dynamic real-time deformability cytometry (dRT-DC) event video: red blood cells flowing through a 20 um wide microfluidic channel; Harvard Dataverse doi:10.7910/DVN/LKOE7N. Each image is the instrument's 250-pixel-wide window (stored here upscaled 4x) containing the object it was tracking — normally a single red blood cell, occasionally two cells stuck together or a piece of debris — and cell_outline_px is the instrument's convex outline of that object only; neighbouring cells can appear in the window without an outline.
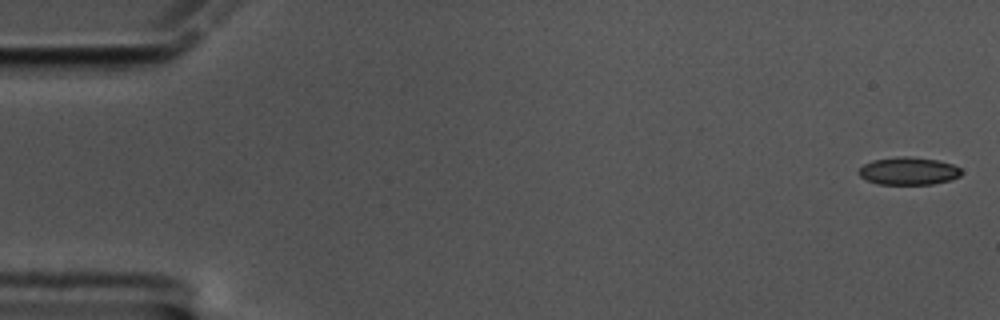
{"species": "common noctule bat (a hibernating species)", "species_latin": "Nyctalus noctula", "temperature_condition": "cold", "stored_images_in_passage": 48, "camera_frame_rate_fps": 3000, "um_per_image_px": 0.085, "animal": {"sex": "male", "body_mass_g": 17.5, "forearm_length_mm": 52.3}, "frame": {"image": 1, "passage_image": 1, "time_ms": 0.0, "image_size_px": [1000, 320], "cell_outline_px": [[960, 176], [948, 180], [932, 184], [876, 184], [860, 176], [856, 172], [864, 164], [872, 160], [900, 156], [908, 156], [936, 160], [952, 164], [960, 168]], "centroid_in_image_um": [77.18, 14.53], "position_along_channel_um": 7.8, "area_um2": 16.42}}
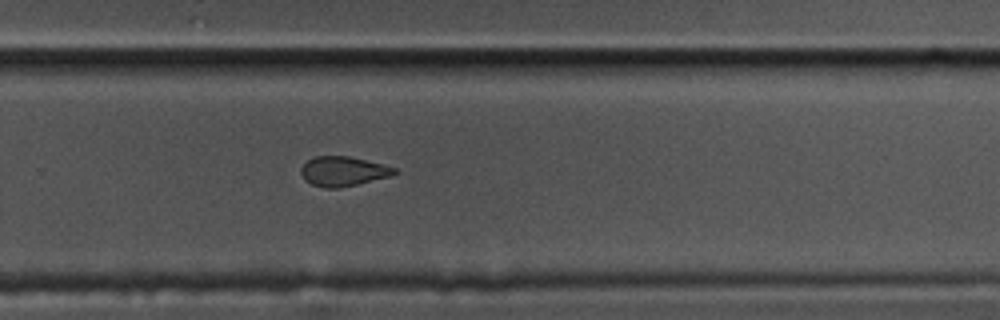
{"frame": {"image": 2, "passage_image": 39, "time_ms": 12.667, "image_size_px": [1000, 320], "cell_outline_px": [[396, 172], [392, 176], [340, 188], [324, 188], [312, 184], [304, 180], [300, 172], [300, 168], [308, 160], [316, 156], [348, 156], [384, 164], [396, 168]], "centroid_in_image_um": [29.16, 14.56], "position_along_channel_um": 300.6, "area_um2": 16.18}}
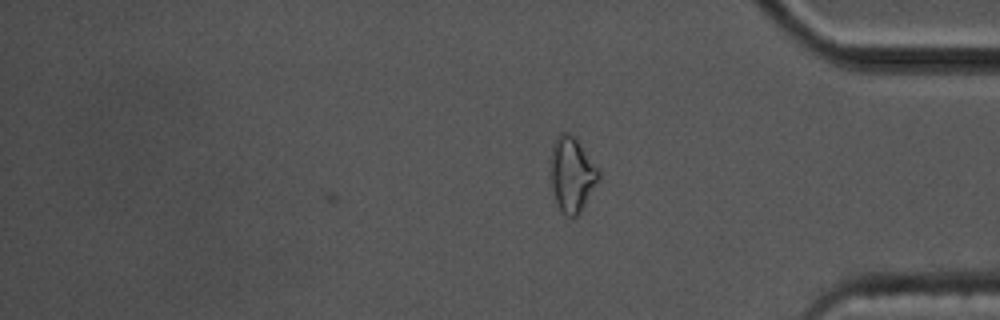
{"frame": {"image": 3, "passage_image": 48, "time_ms": 15.667, "image_size_px": [1000, 320], "cell_outline_px": [[600, 180], [580, 212], [576, 216], [568, 216], [560, 208], [552, 192], [552, 144], [556, 136], [560, 132], [568, 132], [576, 140], [600, 172]], "centroid_in_image_um": [48.62, 14.83], "position_along_channel_um": 386.6, "area_um2": 20.35}, "authors_computed_cell_mechanics": {"area_um2": 16.762, "velocity_mm_per_s": 3.3953, "shape_relaxation_time_tau1_ms": null, "shape_relaxation_time_tau2_ms": 3.9184, "deformation_change_tau1": null, "deformation_change_tau2": 0.099}}